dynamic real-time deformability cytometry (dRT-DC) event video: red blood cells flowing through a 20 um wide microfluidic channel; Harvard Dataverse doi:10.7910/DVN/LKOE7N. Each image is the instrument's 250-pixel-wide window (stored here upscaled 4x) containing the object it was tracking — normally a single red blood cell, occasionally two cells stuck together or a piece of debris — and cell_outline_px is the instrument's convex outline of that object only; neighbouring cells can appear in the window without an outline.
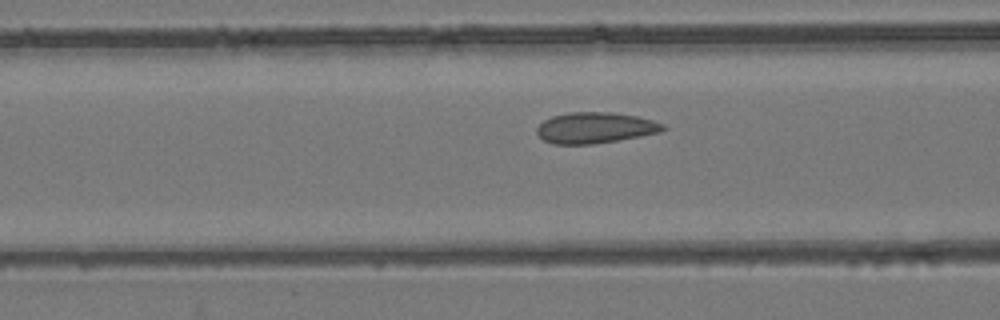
{"species": "common noctule bat (a hibernating species)", "species_latin": "Nyctalus noctula", "temperature_condition": "room temperature", "stored_images_in_passage": 51, "camera_frame_rate_fps": 3000, "um_per_image_px": 0.085, "animal": {"sex": "female", "body_mass_g": 24.6, "forearm_length_mm": 56.2}, "frame": {"image": 1, "passage_image": 19, "time_ms": 6.0, "image_size_px": [1000, 320], "cell_outline_px": [[668, 128], [660, 132], [640, 136], [592, 144], [552, 144], [544, 140], [536, 132], [536, 128], [544, 120], [552, 116], [568, 112], [612, 112], [636, 116], [652, 120], [664, 124]], "centroid_in_image_um": [50.58, 10.85], "position_along_channel_um": 116.0, "area_um2": 22.72}}
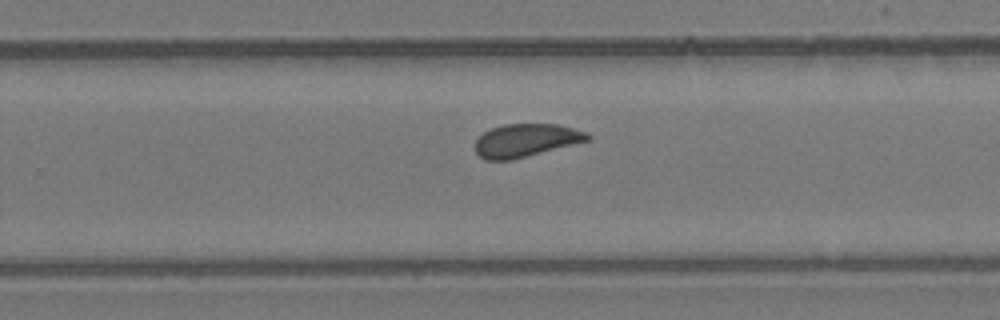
{"frame": {"image": 2, "passage_image": 32, "time_ms": 10.333, "image_size_px": [1000, 320], "cell_outline_px": [[592, 140], [512, 160], [484, 160], [476, 152], [476, 140], [484, 132], [492, 128], [504, 124], [556, 124], [588, 132], [592, 136]], "centroid_in_image_um": [44.75, 11.93], "position_along_channel_um": 285.1, "area_um2": 21.73}}
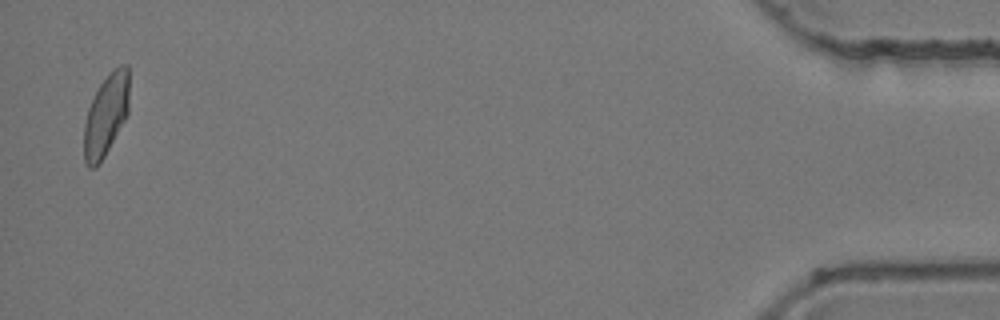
{"frame": {"image": 3, "passage_image": 50, "time_ms": 16.333, "image_size_px": [1000, 320], "cell_outline_px": [[128, 112], [124, 120], [104, 156], [96, 168], [88, 168], [84, 164], [84, 124], [88, 108], [100, 84], [108, 72], [112, 68], [120, 64], [128, 64]], "centroid_in_image_um": [8.99, 9.76], "position_along_channel_um": 426.2, "area_um2": 21.44}, "authors_computed_cell_mechanics": {"area_um2": 22.4264, "velocity_mm_per_s": 3.8979, "shape_relaxation_time_tau1_ms": null, "shape_relaxation_time_tau2_ms": 0.8943, "deformation_change_tau1": null, "deformation_change_tau2": 0.0493}}